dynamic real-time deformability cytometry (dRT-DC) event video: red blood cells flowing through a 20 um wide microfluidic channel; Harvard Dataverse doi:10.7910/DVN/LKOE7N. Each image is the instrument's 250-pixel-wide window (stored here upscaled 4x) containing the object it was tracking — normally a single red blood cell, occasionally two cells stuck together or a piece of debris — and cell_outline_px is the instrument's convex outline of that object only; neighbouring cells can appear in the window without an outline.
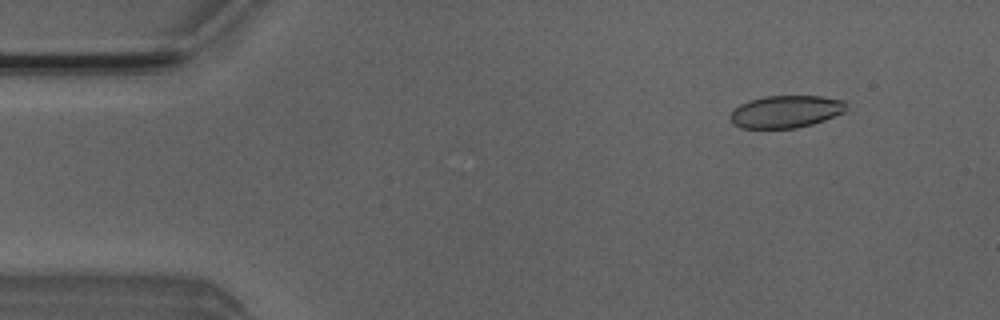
{"species": "Egyptian fruit bat (a non-hibernating species)", "species_latin": "Rousettus aegyptiacus", "temperature_condition": "room temperature", "stored_images_in_passage": 18, "camera_frame_rate_fps": 3000, "um_per_image_px": 0.085, "animal": {"sex": "male"}, "frame": {"image": 1, "passage_image": 6, "time_ms": 1.667, "image_size_px": [1000, 320], "cell_outline_px": [[844, 112], [824, 120], [812, 124], [796, 128], [740, 128], [732, 124], [728, 116], [740, 104], [748, 100], [764, 96], [820, 96], [844, 100]], "centroid_in_image_um": [66.74, 9.49], "position_along_channel_um": 18.3, "area_um2": 21.85}}